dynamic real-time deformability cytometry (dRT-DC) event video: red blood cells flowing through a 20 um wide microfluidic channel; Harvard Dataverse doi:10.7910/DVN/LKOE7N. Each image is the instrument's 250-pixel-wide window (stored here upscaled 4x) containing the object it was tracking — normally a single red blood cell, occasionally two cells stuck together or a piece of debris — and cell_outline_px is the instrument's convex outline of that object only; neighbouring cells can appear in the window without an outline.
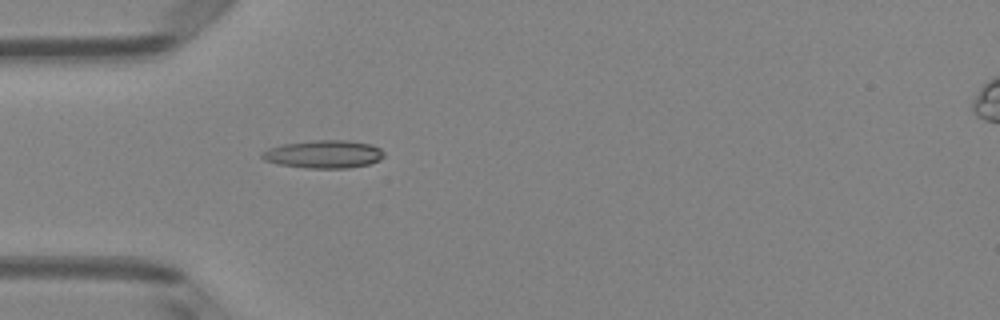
{"species": "Egyptian fruit bat (a non-hibernating species)", "species_latin": "Rousettus aegyptiacus", "temperature_condition": "room temperature", "stored_images_in_passage": 50, "camera_frame_rate_fps": 3000, "um_per_image_px": 0.085, "animal": {"sex": "female"}, "frame": {"image": 1, "passage_image": 15, "time_ms": 4.667, "image_size_px": [1000, 320], "cell_outline_px": [[384, 156], [380, 160], [368, 164], [348, 168], [308, 168], [276, 164], [264, 160], [260, 156], [260, 152], [268, 148], [284, 144], [316, 140], [348, 140], [372, 144], [380, 148], [384, 152]], "centroid_in_image_um": [27.51, 13.1], "position_along_channel_um": 57.5, "area_um2": 20.0}}
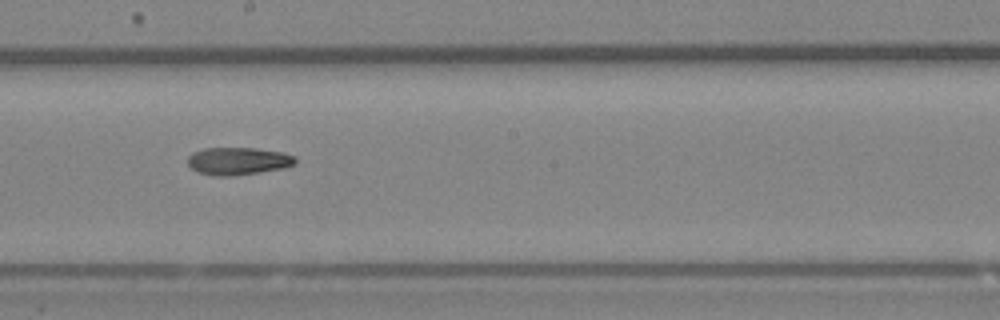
{"frame": {"image": 2, "passage_image": 28, "time_ms": 9.0, "image_size_px": [1000, 320], "cell_outline_px": [[296, 164], [284, 168], [260, 172], [232, 176], [212, 176], [196, 172], [188, 164], [188, 156], [192, 152], [204, 148], [256, 148], [280, 152], [296, 156]], "centroid_in_image_um": [20.22, 13.69], "position_along_channel_um": 228.0, "area_um2": 17.46}}
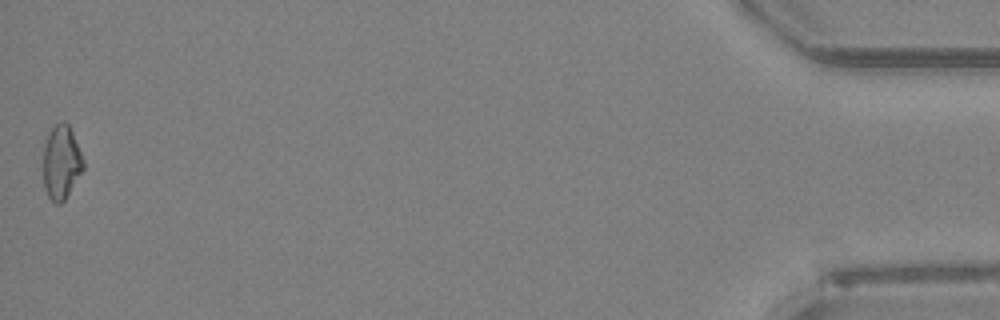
{"frame": {"image": 3, "passage_image": 50, "time_ms": 16.333, "image_size_px": [1000, 320], "cell_outline_px": [[84, 168], [64, 200], [60, 204], [56, 204], [48, 196], [44, 188], [44, 144], [48, 132], [60, 120], [64, 120], [68, 124], [72, 132], [84, 160]], "centroid_in_image_um": [5.21, 13.77], "position_along_channel_um": 430.0, "area_um2": 17.17}}